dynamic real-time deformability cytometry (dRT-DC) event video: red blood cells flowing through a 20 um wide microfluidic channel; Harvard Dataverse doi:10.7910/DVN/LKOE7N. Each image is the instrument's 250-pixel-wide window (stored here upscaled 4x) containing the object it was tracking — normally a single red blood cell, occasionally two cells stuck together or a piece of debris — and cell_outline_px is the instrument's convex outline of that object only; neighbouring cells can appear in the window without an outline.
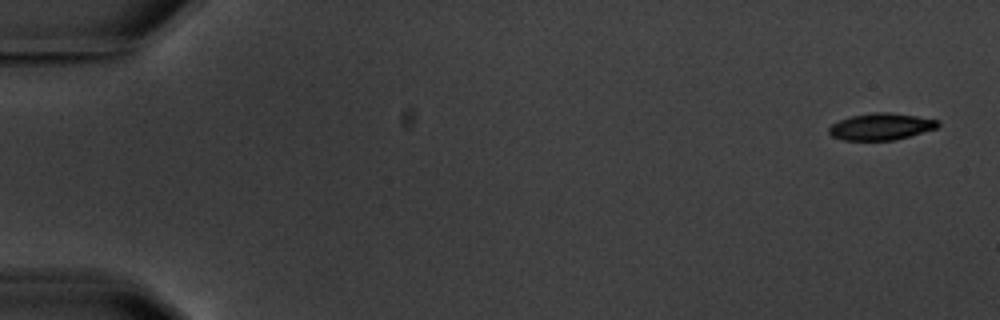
{"species": "common noctule bat (a hibernating species)", "species_latin": "Nyctalus noctula", "temperature_condition": "warm", "stored_images_in_passage": 12, "camera_frame_rate_fps": 3000, "um_per_image_px": 0.085, "animal": {"sex": "male", "body_mass_g": 20.1, "forearm_length_mm": 53.5}, "frame": {"image": 1, "passage_image": 1, "time_ms": 0.0, "image_size_px": [1000, 320], "cell_outline_px": [[940, 124], [936, 128], [896, 140], [844, 140], [832, 136], [828, 132], [828, 128], [832, 124], [840, 120], [852, 116], [872, 112], [888, 112], [916, 116], [940, 120]], "centroid_in_image_um": [74.89, 10.76], "position_along_channel_um": 10.1, "area_um2": 16.94}}